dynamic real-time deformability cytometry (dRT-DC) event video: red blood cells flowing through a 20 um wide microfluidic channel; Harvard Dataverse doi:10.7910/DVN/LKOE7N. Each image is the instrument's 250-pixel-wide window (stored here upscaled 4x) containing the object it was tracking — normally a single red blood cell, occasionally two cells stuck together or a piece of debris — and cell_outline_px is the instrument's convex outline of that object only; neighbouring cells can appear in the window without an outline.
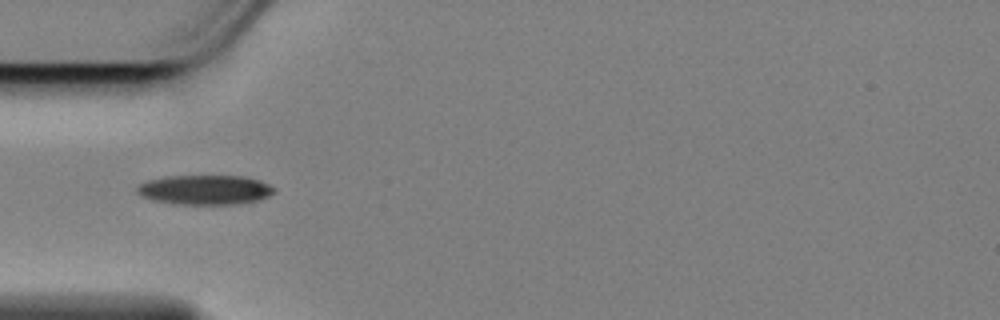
{"species": "Egyptian fruit bat (a non-hibernating species)", "species_latin": "Rousettus aegyptiacus", "temperature_condition": "cold", "stored_images_in_passage": 3, "camera_frame_rate_fps": 3000, "um_per_image_px": 0.085, "animal": {"sex": "female"}, "frame": {"image": 1, "passage_image": 1, "time_ms": 0.0, "image_size_px": [1000, 320], "cell_outline_px": [[276, 188], [268, 196], [256, 200], [232, 204], [172, 204], [140, 196], [136, 192], [136, 188], [140, 184], [148, 180], [168, 176], [240, 176], [260, 180]], "centroid_in_image_um": [17.38, 16.13], "position_along_channel_um": 67.6, "area_um2": 23.41}}